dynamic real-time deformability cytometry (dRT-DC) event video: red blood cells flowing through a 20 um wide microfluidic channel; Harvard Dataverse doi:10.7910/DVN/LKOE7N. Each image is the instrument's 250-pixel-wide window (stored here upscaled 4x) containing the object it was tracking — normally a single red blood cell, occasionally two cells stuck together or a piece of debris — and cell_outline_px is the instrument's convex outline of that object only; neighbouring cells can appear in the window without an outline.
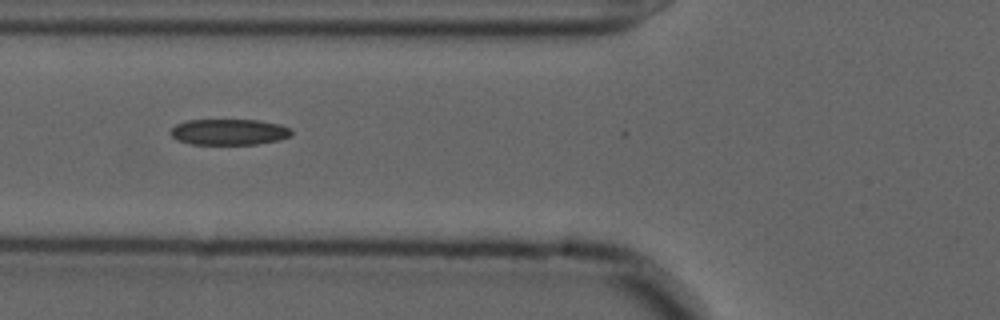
{"species": "common noctule bat (a hibernating species)", "species_latin": "Nyctalus noctula", "temperature_condition": "cold", "stored_images_in_passage": 25, "camera_frame_rate_fps": 3000, "um_per_image_px": 0.085, "animal": {"sex": "male", "forearm_length_mm": 52.5}, "frame": {"image": 1, "passage_image": 2, "time_ms": 0.333, "image_size_px": [1000, 320], "cell_outline_px": [[292, 136], [280, 140], [256, 144], [192, 144], [176, 140], [172, 136], [172, 128], [176, 124], [184, 120], [260, 120], [280, 124], [292, 128]], "centroid_in_image_um": [19.51, 11.21], "position_along_channel_um": 106.3, "area_um2": 18.44}}
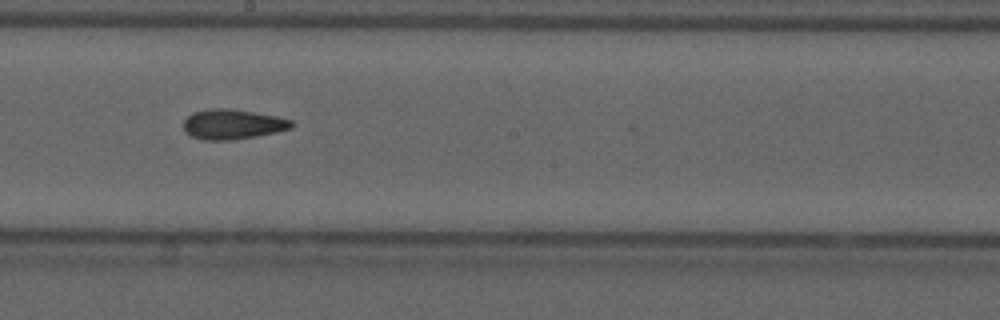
{"frame": {"image": 2, "passage_image": 12, "time_ms": 3.667, "image_size_px": [1000, 320], "cell_outline_px": [[292, 128], [276, 132], [256, 136], [228, 140], [204, 140], [192, 136], [184, 132], [184, 120], [192, 112], [212, 108], [224, 108], [252, 112], [276, 116], [292, 120]], "centroid_in_image_um": [19.74, 10.56], "position_along_channel_um": 228.5, "area_um2": 18.67}}
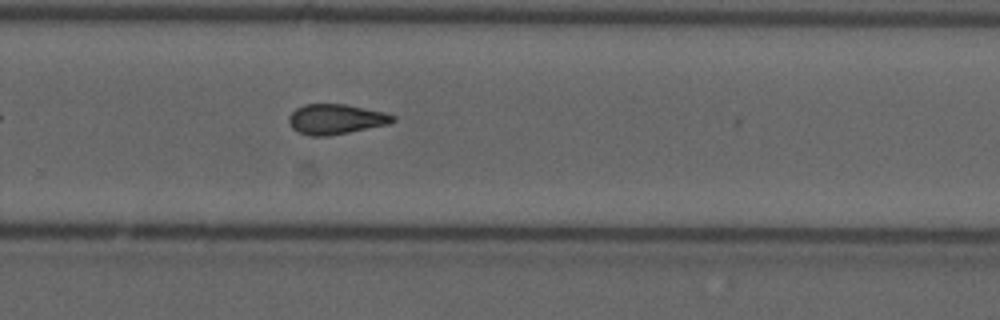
{"frame": {"image": 3, "passage_image": 18, "time_ms": 5.667, "image_size_px": [1000, 320], "cell_outline_px": [[396, 120], [388, 124], [328, 136], [308, 136], [292, 128], [288, 120], [288, 116], [296, 108], [304, 104], [344, 104], [384, 112], [396, 116]], "centroid_in_image_um": [28.53, 10.12], "position_along_channel_um": 301.3, "area_um2": 18.15}}